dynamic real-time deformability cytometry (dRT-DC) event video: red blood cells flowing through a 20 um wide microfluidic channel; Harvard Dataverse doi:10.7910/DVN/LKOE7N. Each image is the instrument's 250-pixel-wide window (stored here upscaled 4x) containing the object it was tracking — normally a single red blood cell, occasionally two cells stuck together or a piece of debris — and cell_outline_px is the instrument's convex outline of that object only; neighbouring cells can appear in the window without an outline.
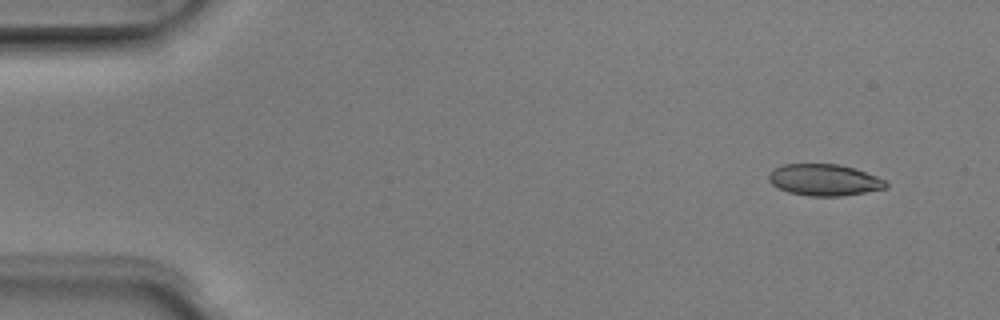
{"species": "Egyptian fruit bat (a non-hibernating species)", "species_latin": "Rousettus aegyptiacus", "temperature_condition": "room temperature", "stored_images_in_passage": 6, "segment_of_instrument_passage": [2, 2], "camera_frame_rate_fps": 3000, "um_per_image_px": 0.085, "animal": {"sex": "male"}, "frame": {"image": 1, "passage_image": 6, "time_ms": 1.667, "image_size_px": [1000, 320], "cell_outline_px": [[888, 188], [840, 196], [808, 196], [788, 192], [772, 184], [768, 180], [768, 172], [772, 168], [784, 164], [840, 164], [856, 168], [876, 176], [884, 180], [888, 184]], "centroid_in_image_um": [70.04, 15.28], "position_along_channel_um": 15.0, "area_um2": 21.68}}